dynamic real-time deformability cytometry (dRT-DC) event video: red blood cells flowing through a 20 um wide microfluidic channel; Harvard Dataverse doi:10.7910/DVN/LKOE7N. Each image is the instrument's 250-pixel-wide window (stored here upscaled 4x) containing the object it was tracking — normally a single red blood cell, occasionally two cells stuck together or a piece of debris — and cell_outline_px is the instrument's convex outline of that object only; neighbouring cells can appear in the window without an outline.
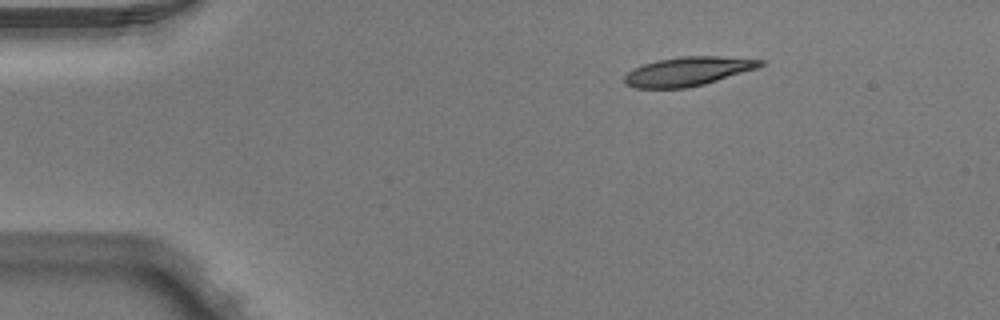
{"species": "Egyptian fruit bat (a non-hibernating species)", "species_latin": "Rousettus aegyptiacus", "temperature_condition": "warm", "stored_images_in_passage": 3, "segment_of_instrument_passage": [1, 2], "camera_frame_rate_fps": 3000, "um_per_image_px": 0.085, "animal": {"sex": "male"}, "frame": {"image": 1, "passage_image": 1, "time_ms": 0.0, "image_size_px": [1000, 320], "cell_outline_px": [[764, 64], [756, 68], [704, 84], [688, 88], [636, 88], [624, 84], [624, 76], [628, 72], [644, 64], [656, 60], [680, 56], [720, 56], [764, 60]], "centroid_in_image_um": [58.44, 6.06], "position_along_channel_um": 26.6, "area_um2": 22.77}}